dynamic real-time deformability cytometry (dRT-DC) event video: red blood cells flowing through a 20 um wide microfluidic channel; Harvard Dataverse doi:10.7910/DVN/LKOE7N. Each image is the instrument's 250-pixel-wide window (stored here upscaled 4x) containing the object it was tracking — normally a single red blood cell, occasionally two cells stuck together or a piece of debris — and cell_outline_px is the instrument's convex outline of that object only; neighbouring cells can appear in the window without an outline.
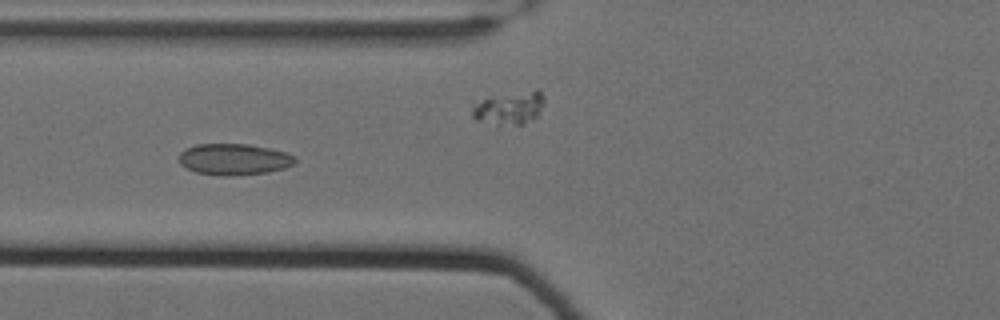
{"species": "Egyptian fruit bat (a non-hibernating species)", "species_latin": "Rousettus aegyptiacus", "temperature_condition": "cold", "stored_images_in_passage": 42, "camera_frame_rate_fps": 3000, "um_per_image_px": 0.085, "animal": {"sex": "female"}, "frame": {"image": 1, "passage_image": 7, "time_ms": 2.0, "image_size_px": [1000, 320], "cell_outline_px": [[296, 160], [292, 164], [284, 168], [268, 172], [232, 176], [224, 176], [196, 172], [180, 164], [180, 152], [184, 148], [196, 144], [248, 144], [268, 148], [284, 152], [296, 156]], "centroid_in_image_um": [19.87, 13.54], "position_along_channel_um": 105.9, "area_um2": 21.1}}
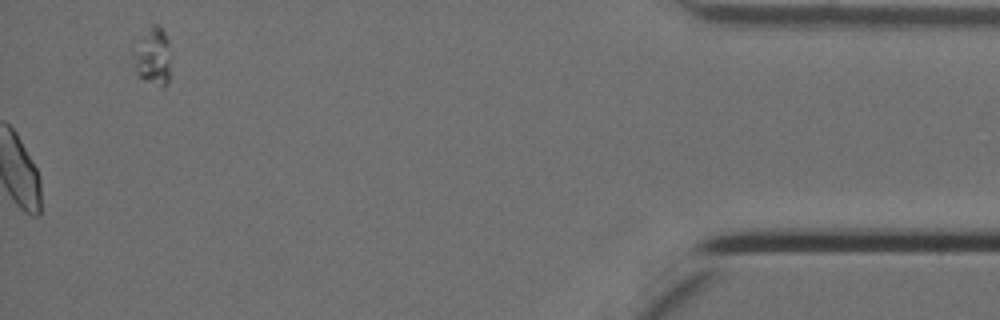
{"frame": {"image": 2, "passage_image": 42, "time_ms": 13.667, "image_size_px": [1000, 320], "cell_outline_px": [[168, 80], [164, 88], [160, 88], [144, 80], [136, 72], [132, 52], [132, 40], [152, 24], [156, 24], [164, 32], [168, 40]], "centroid_in_image_um": [12.9, 4.75], "position_along_channel_um": 422.3, "area_um2": 12.89}, "authors_computed_cell_mechanics": {"area_um2": 20.0566, "velocity_mm_per_s": 3.4908, "shape_relaxation_time_tau1_ms": null, "shape_relaxation_time_tau2_ms": 1.641, "deformation_change_tau1": null, "deformation_change_tau2": 0.0689}}